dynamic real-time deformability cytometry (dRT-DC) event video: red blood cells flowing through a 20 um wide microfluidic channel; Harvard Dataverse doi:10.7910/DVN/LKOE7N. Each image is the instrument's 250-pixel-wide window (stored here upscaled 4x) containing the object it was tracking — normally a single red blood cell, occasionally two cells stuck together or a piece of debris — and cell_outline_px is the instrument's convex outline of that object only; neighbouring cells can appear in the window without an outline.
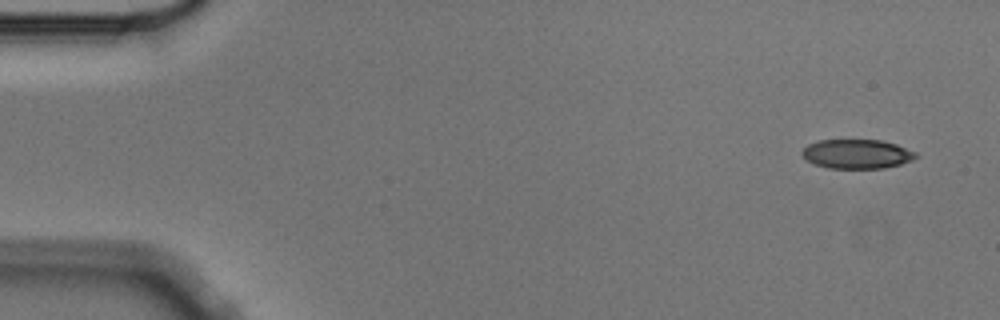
{"species": "Egyptian fruit bat (a non-hibernating species)", "species_latin": "Rousettus aegyptiacus", "temperature_condition": "cold", "stored_images_in_passage": 7, "camera_frame_rate_fps": 3000, "um_per_image_px": 0.085, "animal": {"sex": "male"}, "frame": {"image": 1, "passage_image": 1, "time_ms": 0.0, "image_size_px": [1000, 320], "cell_outline_px": [[920, 156], [912, 160], [900, 164], [884, 168], [828, 168], [816, 164], [808, 160], [800, 152], [808, 144], [820, 140], [880, 140], [896, 144], [916, 152]], "centroid_in_image_um": [72.87, 13.08], "position_along_channel_um": 12.1, "area_um2": 19.31}}
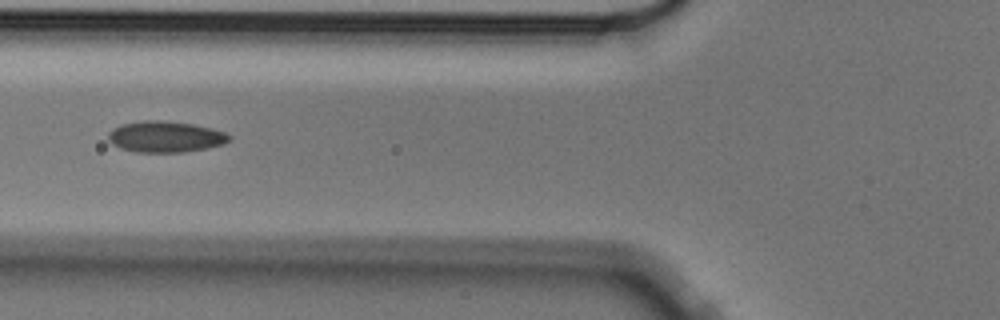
{"frame": {"image": 2, "passage_image": 6, "time_ms": 1.667, "image_size_px": [1000, 320], "cell_outline_px": [[232, 140], [224, 144], [208, 148], [184, 152], [136, 152], [120, 148], [112, 144], [108, 140], [108, 132], [112, 128], [120, 124], [144, 120], [164, 120], [192, 124], [212, 128], [224, 132], [232, 136]], "centroid_in_image_um": [14.06, 11.62], "position_along_channel_um": 111.7, "area_um2": 22.25}}
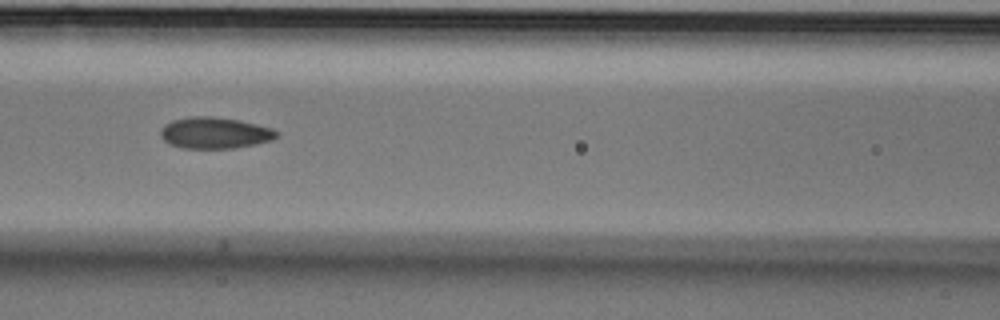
{"frame": {"image": 3, "passage_image": 7, "time_ms": 2.0, "image_size_px": [1000, 320], "cell_outline_px": [[280, 136], [272, 140], [256, 144], [236, 148], [180, 148], [168, 144], [160, 136], [160, 128], [164, 124], [172, 120], [192, 116], [212, 116], [240, 120], [272, 128], [280, 132]], "centroid_in_image_um": [18.26, 11.3], "position_along_channel_um": 148.3, "area_um2": 21.56}}